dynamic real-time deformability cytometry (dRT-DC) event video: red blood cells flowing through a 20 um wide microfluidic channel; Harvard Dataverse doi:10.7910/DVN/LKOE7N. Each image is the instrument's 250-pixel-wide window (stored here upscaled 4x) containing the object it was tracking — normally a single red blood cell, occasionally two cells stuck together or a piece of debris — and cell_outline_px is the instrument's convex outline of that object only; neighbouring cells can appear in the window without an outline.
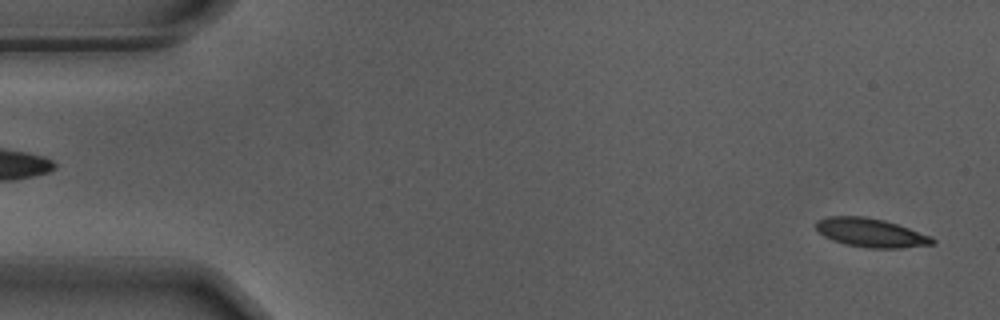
{"species": "Egyptian fruit bat (a non-hibernating species)", "species_latin": "Rousettus aegyptiacus", "temperature_condition": "warm", "stored_images_in_passage": 55, "camera_frame_rate_fps": 3000, "um_per_image_px": 0.085, "animal": {"sex": "male"}, "frame": {"image": 1, "passage_image": 2, "time_ms": 0.333, "image_size_px": [1000, 320], "cell_outline_px": [[936, 244], [900, 248], [868, 248], [844, 244], [832, 240], [824, 236], [816, 228], [816, 220], [828, 216], [864, 216], [884, 220], [932, 236], [936, 240]], "centroid_in_image_um": [74.03, 19.78], "position_along_channel_um": 11.0, "area_um2": 19.59}}
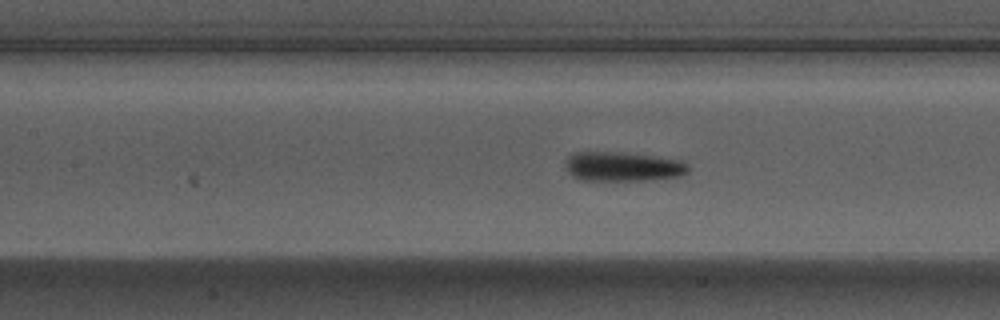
{"frame": {"image": 2, "passage_image": 24, "time_ms": 7.667, "image_size_px": [1000, 320], "cell_outline_px": [[688, 172], [680, 176], [644, 180], [580, 180], [572, 176], [568, 172], [564, 164], [564, 160], [568, 156], [576, 152], [620, 152], [652, 156], [680, 160], [688, 164]], "centroid_in_image_um": [52.89, 14.16], "position_along_channel_um": 154.5, "area_um2": 21.04}}
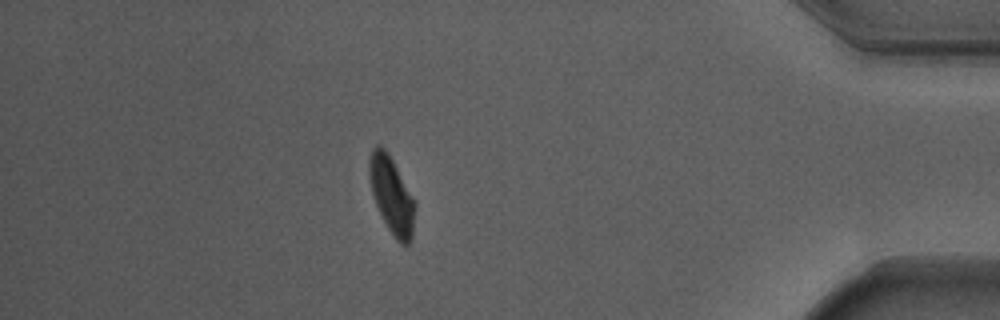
{"frame": {"image": 3, "passage_image": 48, "time_ms": 15.667, "image_size_px": [1000, 320], "cell_outline_px": [[416, 208], [412, 236], [408, 244], [400, 244], [396, 240], [388, 228], [376, 204], [372, 192], [368, 172], [368, 160], [372, 148], [376, 144], [380, 144], [388, 152], [416, 200]], "centroid_in_image_um": [33.3, 16.55], "position_along_channel_um": 401.9, "area_um2": 20.69}, "authors_computed_cell_mechanics": {"area_um2": 20.519, "velocity_mm_per_s": 3.6788, "shape_relaxation_time_tau1_ms": 2.6929, "shape_relaxation_time_tau2_ms": 1.2076, "deformation_change_tau1": 0.1391, "deformation_change_tau2": 0.0896}}